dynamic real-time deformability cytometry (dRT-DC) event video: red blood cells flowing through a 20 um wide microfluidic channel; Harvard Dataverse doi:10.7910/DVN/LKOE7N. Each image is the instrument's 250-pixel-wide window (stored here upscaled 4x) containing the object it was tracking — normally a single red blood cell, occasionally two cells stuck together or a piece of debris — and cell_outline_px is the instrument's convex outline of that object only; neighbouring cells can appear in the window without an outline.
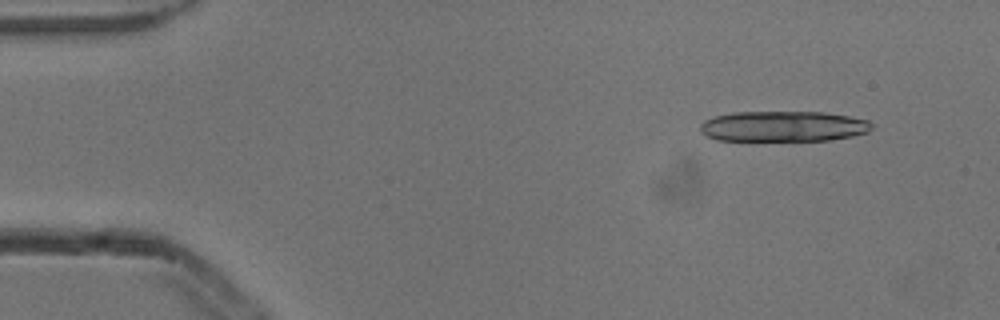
{"species": "common noctule bat (a hibernating species)", "species_latin": "Nyctalus noctula", "temperature_condition": "cold", "stored_images_in_passage": 4, "camera_frame_rate_fps": 3000, "um_per_image_px": 0.085, "animal": {"sex": "male", "body_mass_g": 13.3}, "frame": {"image": 1, "passage_image": 2, "time_ms": 0.333, "image_size_px": [1000, 320], "cell_outline_px": [[872, 128], [868, 132], [852, 136], [828, 140], [716, 140], [700, 132], [700, 124], [704, 120], [712, 116], [732, 112], [824, 112], [848, 116], [868, 120], [872, 124]], "centroid_in_image_um": [66.55, 10.73], "position_along_channel_um": 18.5, "area_um2": 30.58}}